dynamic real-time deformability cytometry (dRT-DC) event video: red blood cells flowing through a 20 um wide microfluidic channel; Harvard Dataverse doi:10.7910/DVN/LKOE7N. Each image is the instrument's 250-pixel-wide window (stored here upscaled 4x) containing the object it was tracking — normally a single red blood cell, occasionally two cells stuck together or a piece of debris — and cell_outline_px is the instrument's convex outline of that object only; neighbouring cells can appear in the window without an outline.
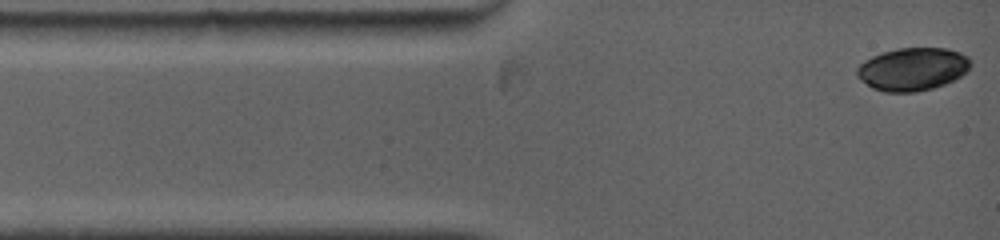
{"species": "common noctule bat (a hibernating species)", "species_latin": "Nyctalus noctula", "temperature_condition": "warm", "stored_images_in_passage": 65, "camera_frame_rate_fps": 5000, "um_per_image_px": 0.085, "animal": {"sex": "female", "body_mass_g": 19.0, "forearm_length_mm": 53.3}, "frame": {"image": 1, "passage_image": 1, "time_ms": 0.0, "image_size_px": [1000, 240], "cell_outline_px": [[972, 64], [960, 76], [944, 84], [932, 88], [916, 92], [884, 92], [872, 88], [860, 80], [856, 76], [856, 68], [864, 60], [872, 56], [884, 52], [900, 48], [948, 48], [960, 52], [968, 56]], "centroid_in_image_um": [77.54, 5.87], "position_along_channel_um": 7.5, "area_um2": 28.44}}
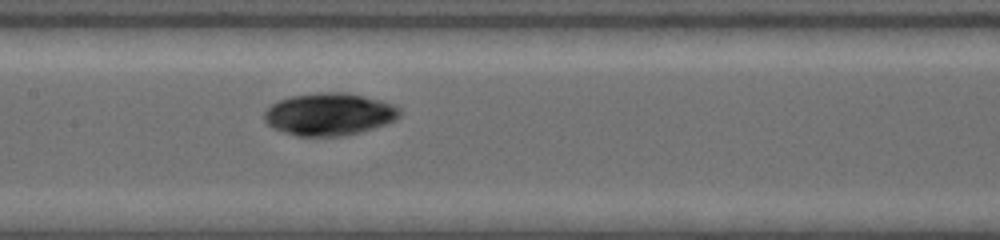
{"frame": {"image": 2, "passage_image": 24, "time_ms": 5.6, "image_size_px": [1000, 240], "cell_outline_px": [[400, 116], [396, 120], [388, 124], [360, 132], [344, 136], [296, 136], [272, 128], [264, 120], [264, 112], [272, 104], [280, 100], [292, 96], [320, 92], [348, 92], [380, 100], [392, 104], [400, 108]], "centroid_in_image_um": [28.01, 9.71], "position_along_channel_um": 179.4, "area_um2": 33.64}}
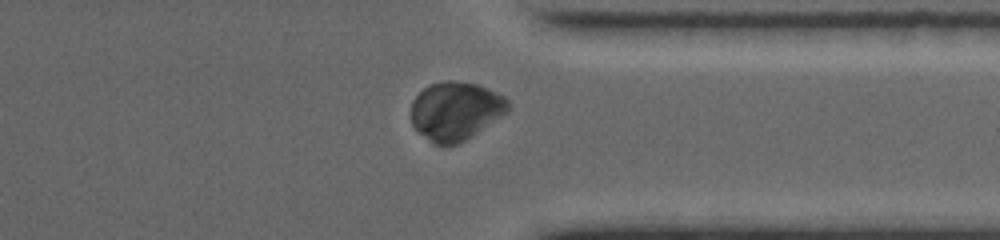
{"frame": {"image": 3, "passage_image": 52, "time_ms": 10.6, "image_size_px": [1000, 240], "cell_outline_px": [[512, 108], [508, 112], [460, 144], [432, 144], [412, 124], [412, 100], [428, 84], [444, 80], [452, 80], [476, 84], [496, 92], [504, 96], [512, 104]], "centroid_in_image_um": [38.76, 9.42], "position_along_channel_um": 372.6, "area_um2": 33.18}}